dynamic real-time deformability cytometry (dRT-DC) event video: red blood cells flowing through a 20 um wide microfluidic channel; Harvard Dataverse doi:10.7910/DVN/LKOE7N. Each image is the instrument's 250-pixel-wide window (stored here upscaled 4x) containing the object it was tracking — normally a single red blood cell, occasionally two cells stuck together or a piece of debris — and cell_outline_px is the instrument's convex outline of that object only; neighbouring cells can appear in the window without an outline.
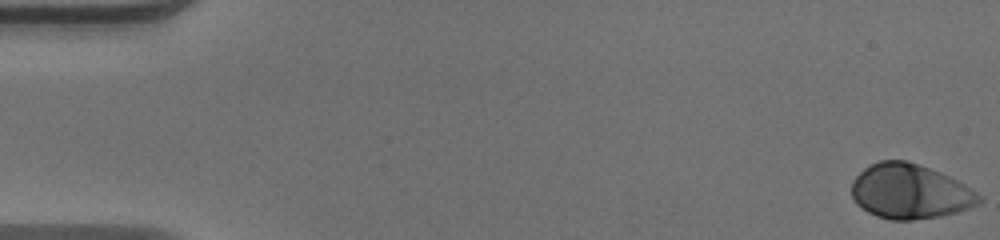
{"species": "human", "species_latin": "Homo sapiens", "temperature_condition": "warm", "stored_images_in_passage": 51, "camera_frame_rate_fps": 3000, "um_per_image_px": 0.085, "donor": {"sex": "male"}, "frame": {"image": 1, "passage_image": 1, "time_ms": 0.0, "image_size_px": [1000, 240], "cell_outline_px": [[984, 200], [980, 204], [956, 212], [940, 216], [912, 220], [892, 220], [876, 216], [868, 212], [856, 204], [852, 200], [852, 180], [864, 168], [880, 160], [904, 160], [940, 172], [964, 184], [984, 196]], "centroid_in_image_um": [77.35, 16.29], "position_along_channel_um": 7.6, "area_um2": 40.69}}
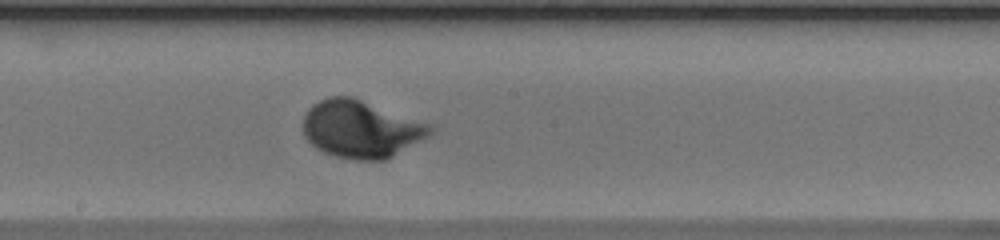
{"frame": {"image": 2, "passage_image": 28, "time_ms": 9.0, "image_size_px": [1000, 240], "cell_outline_px": [[436, 132], [392, 156], [384, 160], [356, 160], [336, 156], [324, 152], [316, 148], [304, 136], [304, 116], [308, 108], [312, 104], [328, 96], [352, 96], [436, 124]], "centroid_in_image_um": [30.76, 10.94], "position_along_channel_um": 217.4, "area_um2": 43.18}}
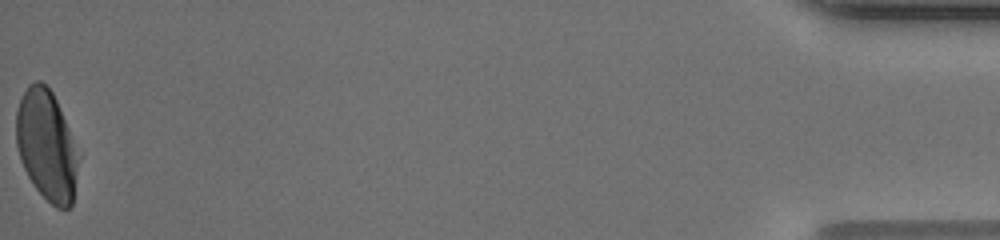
{"frame": {"image": 3, "passage_image": 51, "time_ms": 16.667, "image_size_px": [1000, 240], "cell_outline_px": [[80, 156], [72, 204], [68, 208], [56, 208], [32, 184], [20, 160], [16, 144], [16, 112], [20, 100], [28, 84], [36, 80], [40, 80], [52, 92], [56, 100]], "centroid_in_image_um": [3.95, 12.36], "position_along_channel_um": 431.2, "area_um2": 39.82}, "authors_computed_cell_mechanics": {"area_um2": 39.8242, "velocity_mm_per_s": 4.0692, "shape_relaxation_time_tau1_ms": 2.5038, "shape_relaxation_time_tau2_ms": null, "deformation_change_tau1": 0.1696, "deformation_change_tau2": null}}